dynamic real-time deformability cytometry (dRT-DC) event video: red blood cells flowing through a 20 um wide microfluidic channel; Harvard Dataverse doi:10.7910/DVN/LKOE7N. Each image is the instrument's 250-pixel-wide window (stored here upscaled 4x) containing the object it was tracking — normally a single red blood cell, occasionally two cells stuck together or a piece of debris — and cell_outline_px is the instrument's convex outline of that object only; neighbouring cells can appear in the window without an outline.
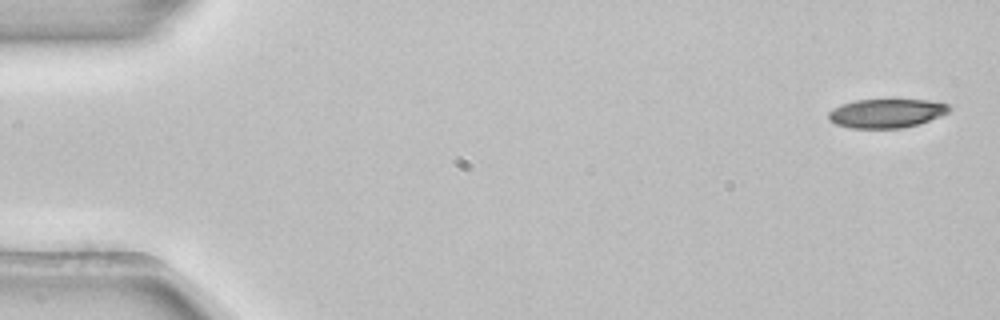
{"species": "common noctule bat (a hibernating species)", "species_latin": "Nyctalus noctula", "temperature_condition": "room temperature", "stored_images_in_passage": 4, "camera_frame_rate_fps": 3000, "um_per_image_px": 0.085, "animal": {"sex": "female", "body_mass_g": 22.7, "forearm_length_mm": 54.2}, "frame": {"image": 1, "passage_image": 1, "time_ms": 0.0, "image_size_px": [1000, 320], "cell_outline_px": [[952, 108], [948, 112], [940, 116], [920, 124], [904, 128], [852, 128], [836, 124], [828, 120], [828, 112], [832, 108], [840, 104], [856, 100], [928, 100], [948, 104]], "centroid_in_image_um": [75.33, 9.63], "position_along_channel_um": 9.7, "area_um2": 20.46}}
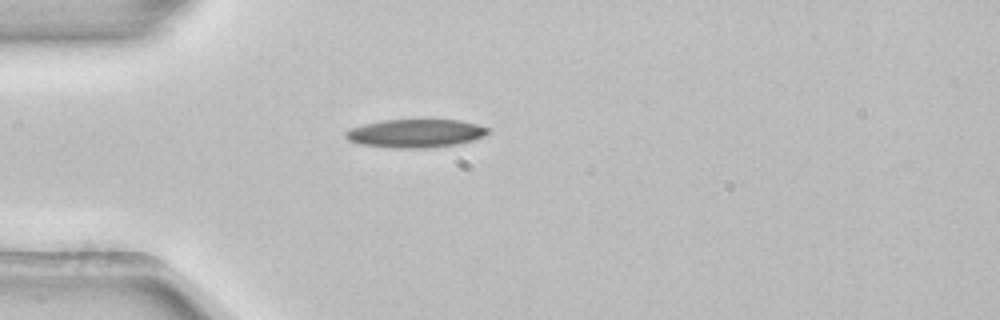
{"frame": {"image": 2, "passage_image": 4, "time_ms": 1.0, "image_size_px": [1000, 320], "cell_outline_px": [[488, 132], [484, 136], [472, 140], [456, 144], [428, 148], [392, 148], [360, 144], [348, 140], [344, 136], [344, 132], [348, 128], [380, 120], [460, 120], [476, 124], [488, 128]], "centroid_in_image_um": [35.26, 11.33], "position_along_channel_um": 49.7, "area_um2": 23.52}}